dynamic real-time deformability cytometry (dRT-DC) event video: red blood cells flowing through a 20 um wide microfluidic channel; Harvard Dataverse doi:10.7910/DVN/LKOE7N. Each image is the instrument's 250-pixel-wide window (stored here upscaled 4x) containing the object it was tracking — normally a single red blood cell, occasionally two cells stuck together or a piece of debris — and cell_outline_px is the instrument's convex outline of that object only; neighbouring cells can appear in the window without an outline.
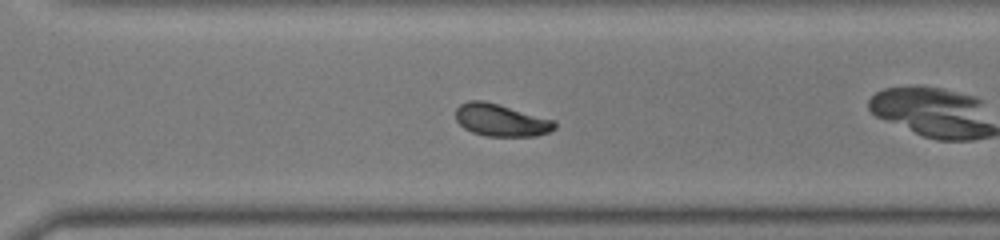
{"species": "common noctule bat (a hibernating species)", "species_latin": "Nyctalus noctula", "temperature_condition": "warm", "stored_images_in_passage": 35, "camera_frame_rate_fps": 3000, "um_per_image_px": 0.085, "animal": {"sex": "male", "body_mass_g": 19.0, "forearm_length_mm": 50.8}, "frame": {"image": 1, "passage_image": 20, "time_ms": 6.333, "image_size_px": [1000, 240], "cell_outline_px": [[556, 128], [548, 132], [536, 136], [484, 136], [472, 132], [464, 128], [456, 120], [456, 108], [460, 104], [468, 100], [484, 100], [556, 120]], "centroid_in_image_um": [42.59, 10.21], "position_along_channel_um": 328.0, "area_um2": 18.79}, "authors_computed_cell_mechanics": {"area_um2": 18.7272, "velocity_mm_per_s": 4.1263, "shape_relaxation_time_tau1_ms": 3.6134, "shape_relaxation_time_tau2_ms": 1.7659, "deformation_change_tau1": 0.1112, "deformation_change_tau2": 0.0485}}